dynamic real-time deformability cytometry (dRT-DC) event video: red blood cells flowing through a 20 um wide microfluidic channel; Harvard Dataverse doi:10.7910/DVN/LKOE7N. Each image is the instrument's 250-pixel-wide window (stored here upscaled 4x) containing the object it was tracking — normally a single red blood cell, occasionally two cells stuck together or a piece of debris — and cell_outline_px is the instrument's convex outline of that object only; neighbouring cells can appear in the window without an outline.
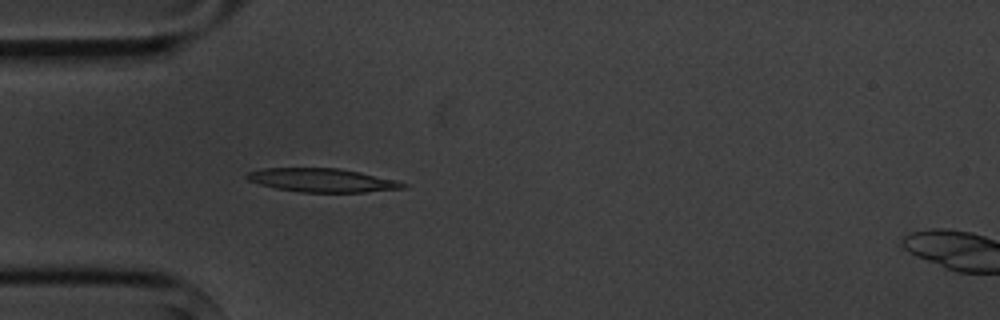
{"species": "common noctule bat (a hibernating species)", "species_latin": "Nyctalus noctula", "temperature_condition": "cold", "stored_images_in_passage": 6, "camera_frame_rate_fps": 3000, "um_per_image_px": 0.085, "animal": {"sex": "male", "body_mass_g": 20.1, "forearm_length_mm": 53.5}, "frame": {"image": 1, "passage_image": 5, "time_ms": 4.667, "image_size_px": [1000, 320], "cell_outline_px": [[408, 188], [364, 192], [300, 192], [276, 188], [260, 184], [248, 180], [244, 176], [248, 172], [264, 168], [336, 168], [360, 172], [396, 180], [408, 184]], "centroid_in_image_um": [27.4, 15.32], "position_along_channel_um": 57.6, "area_um2": 21.44}}